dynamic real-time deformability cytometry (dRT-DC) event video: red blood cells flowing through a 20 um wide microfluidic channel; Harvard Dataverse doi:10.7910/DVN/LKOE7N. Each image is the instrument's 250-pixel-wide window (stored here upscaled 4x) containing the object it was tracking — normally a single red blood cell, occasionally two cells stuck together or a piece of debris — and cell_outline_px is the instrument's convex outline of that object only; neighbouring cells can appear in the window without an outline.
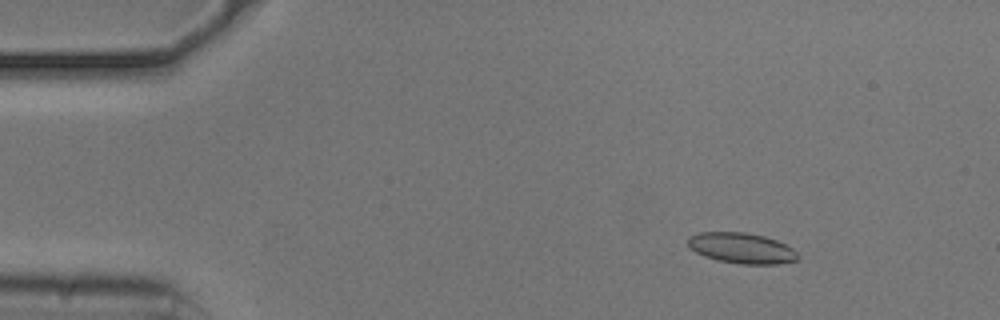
{"species": "common noctule bat (a hibernating species)", "species_latin": "Nyctalus noctula", "temperature_condition": "cold", "stored_images_in_passage": 55, "camera_frame_rate_fps": 3000, "um_per_image_px": 0.085, "animal": {"sex": "male", "body_mass_g": 20.5, "forearm_length_mm": 52.5}, "frame": {"image": 1, "passage_image": 8, "time_ms": 2.333, "image_size_px": [1000, 320], "cell_outline_px": [[800, 256], [796, 260], [776, 264], [740, 264], [716, 260], [704, 256], [688, 248], [688, 236], [696, 232], [744, 232], [764, 236], [776, 240], [792, 248]], "centroid_in_image_um": [62.99, 21.08], "position_along_channel_um": 22.0, "area_um2": 19.71}}
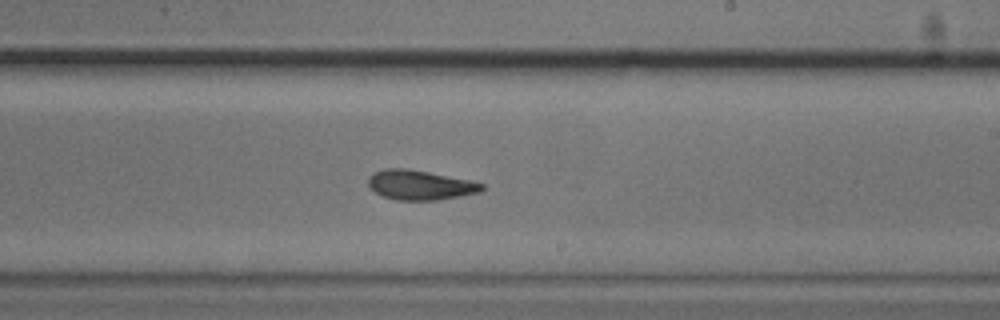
{"frame": {"image": 2, "passage_image": 33, "time_ms": 10.667, "image_size_px": [1000, 320], "cell_outline_px": [[484, 188], [480, 192], [460, 196], [436, 200], [396, 200], [384, 196], [368, 188], [368, 176], [384, 168], [408, 168], [472, 180], [484, 184]], "centroid_in_image_um": [35.7, 15.72], "position_along_channel_um": 253.3, "area_um2": 19.77}}
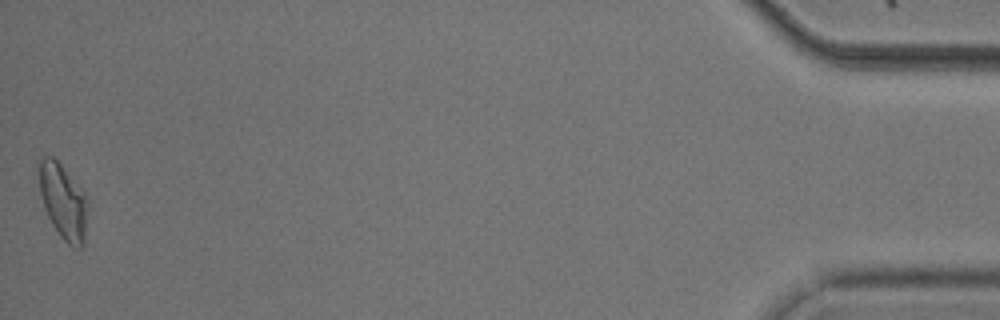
{"frame": {"image": 3, "passage_image": 55, "time_ms": 18.0, "image_size_px": [1000, 320], "cell_outline_px": [[88, 208], [84, 244], [80, 248], [72, 248], [60, 236], [52, 224], [44, 208], [40, 192], [36, 160], [44, 156], [52, 156], [60, 164], [88, 196]], "centroid_in_image_um": [5.36, 17.11], "position_along_channel_um": 429.8, "area_um2": 21.79}, "authors_computed_cell_mechanics": {"area_um2": 19.7676, "velocity_mm_per_s": 3.7062, "shape_relaxation_time_tau1_ms": null, "shape_relaxation_time_tau2_ms": 3.4622, "deformation_change_tau1": null, "deformation_change_tau2": 0.1046}}